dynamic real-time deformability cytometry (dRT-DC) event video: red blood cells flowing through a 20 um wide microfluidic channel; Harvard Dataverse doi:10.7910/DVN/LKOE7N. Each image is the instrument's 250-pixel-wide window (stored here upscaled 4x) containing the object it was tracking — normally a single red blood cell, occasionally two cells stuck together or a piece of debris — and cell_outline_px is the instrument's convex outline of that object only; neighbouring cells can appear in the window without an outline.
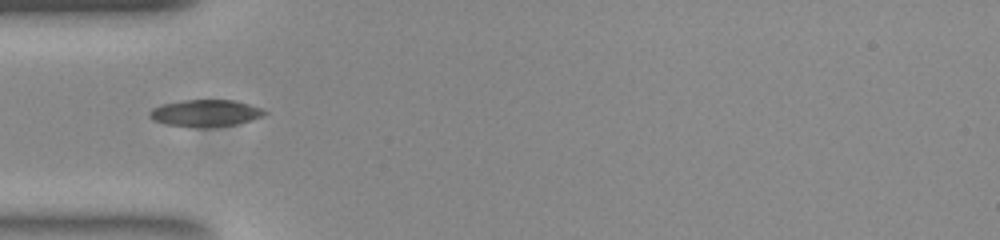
{"species": "common noctule bat (a hibernating species)", "species_latin": "Nyctalus noctula", "temperature_condition": "room temperature", "stored_images_in_passage": 37, "camera_frame_rate_fps": 3000, "um_per_image_px": 0.085, "animal": {"sex": "female", "body_mass_g": 23.0, "forearm_length_mm": 53.4}, "frame": {"image": 1, "passage_image": 1, "time_ms": 0.0, "image_size_px": [1000, 240], "cell_outline_px": [[268, 112], [264, 116], [236, 124], [212, 128], [196, 128], [164, 124], [152, 120], [148, 116], [148, 112], [152, 108], [160, 104], [184, 100], [232, 100], [248, 104], [260, 108]], "centroid_in_image_um": [17.4, 9.63], "position_along_channel_um": 67.6, "area_um2": 18.32}}
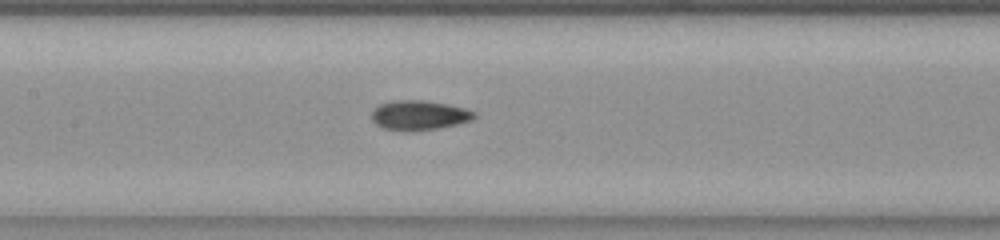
{"frame": {"image": 2, "passage_image": 9, "time_ms": 2.667, "image_size_px": [1000, 240], "cell_outline_px": [[476, 116], [472, 120], [456, 124], [436, 128], [408, 132], [384, 128], [376, 124], [372, 120], [372, 112], [380, 104], [392, 100], [420, 100], [444, 104], [464, 108], [476, 112]], "centroid_in_image_um": [35.61, 9.8], "position_along_channel_um": 171.8, "area_um2": 17.51}}
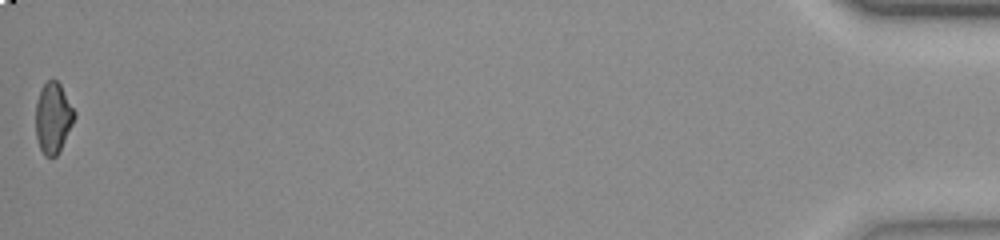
{"frame": {"image": 3, "passage_image": 37, "time_ms": 12.0, "image_size_px": [1000, 240], "cell_outline_px": [[76, 116], [56, 156], [44, 156], [40, 148], [36, 136], [36, 104], [40, 88], [48, 80], [56, 80], [60, 84], [76, 112]], "centroid_in_image_um": [4.5, 9.99], "position_along_channel_um": 430.7, "area_um2": 15.72}, "authors_computed_cell_mechanics": {"area_um2": 16.9354, "velocity_mm_per_s": 3.8796, "shape_relaxation_time_tau1_ms": 7.0041, "shape_relaxation_time_tau2_ms": 2.9869, "deformation_change_tau1": 0.1518, "deformation_change_tau2": 0.069}}